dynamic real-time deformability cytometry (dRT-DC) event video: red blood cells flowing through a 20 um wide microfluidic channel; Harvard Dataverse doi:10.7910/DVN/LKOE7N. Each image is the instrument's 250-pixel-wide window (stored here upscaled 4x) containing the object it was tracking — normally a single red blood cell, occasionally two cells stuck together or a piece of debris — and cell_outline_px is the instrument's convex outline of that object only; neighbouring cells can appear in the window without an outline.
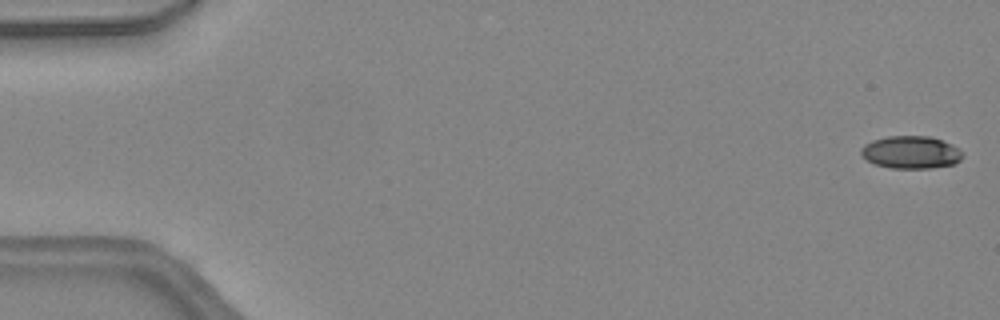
{"species": "common noctule bat (a hibernating species)", "species_latin": "Nyctalus noctula", "temperature_condition": "warm", "stored_images_in_passage": 12, "camera_frame_rate_fps": 3000, "um_per_image_px": 0.085, "animal": {"sex": "female", "body_mass_g": 24.6, "forearm_length_mm": 56.2}, "frame": {"image": 1, "passage_image": 1, "time_ms": 0.0, "image_size_px": [1000, 320], "cell_outline_px": [[964, 156], [956, 164], [932, 168], [892, 168], [872, 164], [860, 152], [860, 148], [864, 144], [872, 140], [888, 136], [928, 136], [952, 144]], "centroid_in_image_um": [77.41, 12.95], "position_along_channel_um": 7.6, "area_um2": 19.31}}
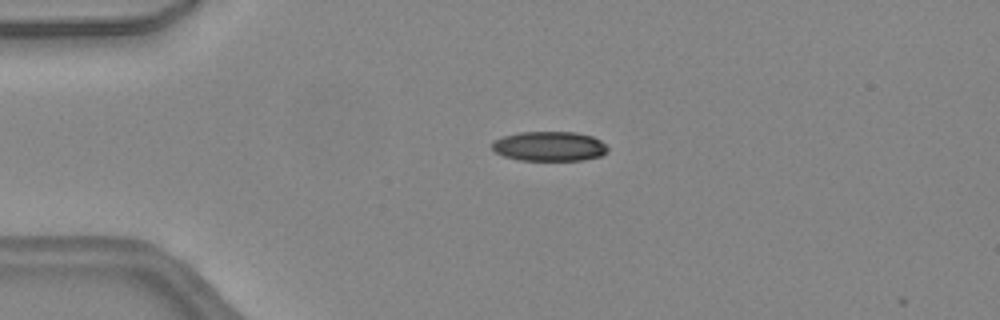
{"frame": {"image": 2, "passage_image": 11, "time_ms": 3.333, "image_size_px": [1000, 320], "cell_outline_px": [[608, 152], [600, 156], [584, 160], [516, 160], [504, 156], [496, 152], [492, 148], [492, 140], [504, 136], [520, 132], [576, 132], [592, 136], [600, 140], [608, 148]], "centroid_in_image_um": [46.69, 12.43], "position_along_channel_um": 38.3, "area_um2": 20.06}}